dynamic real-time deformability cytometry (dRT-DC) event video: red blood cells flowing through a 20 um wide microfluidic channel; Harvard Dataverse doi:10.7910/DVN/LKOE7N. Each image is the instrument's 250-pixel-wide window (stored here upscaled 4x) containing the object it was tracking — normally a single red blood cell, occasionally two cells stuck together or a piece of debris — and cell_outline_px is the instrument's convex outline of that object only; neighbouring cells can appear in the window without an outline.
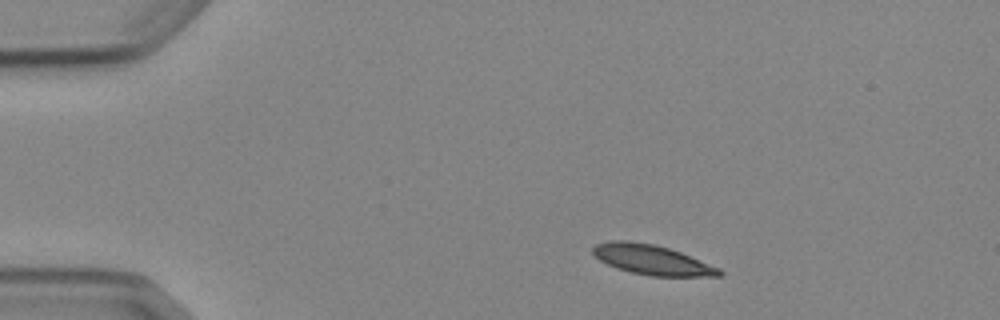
{"species": "Egyptian fruit bat (a non-hibernating species)", "species_latin": "Rousettus aegyptiacus", "temperature_condition": "cold", "stored_images_in_passage": 6, "camera_frame_rate_fps": 3000, "um_per_image_px": 0.085, "animal": {"sex": "female"}, "frame": {"image": 1, "passage_image": 1, "time_ms": 0.0, "image_size_px": [1000, 320], "cell_outline_px": [[724, 272], [720, 276], [652, 276], [632, 272], [616, 268], [600, 260], [592, 252], [592, 248], [596, 244], [612, 240], [628, 240], [652, 244], [668, 248], [680, 252], [720, 268]], "centroid_in_image_um": [55.41, 22.08], "position_along_channel_um": 29.6, "area_um2": 21.79}}
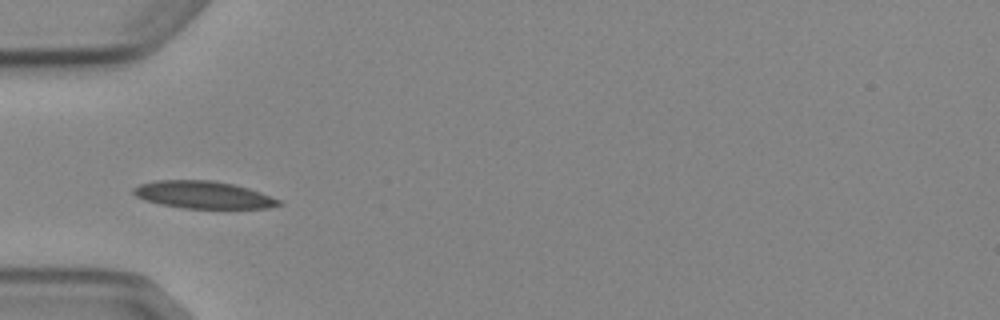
{"frame": {"image": 2, "passage_image": 3, "time_ms": 2.667, "image_size_px": [1000, 320], "cell_outline_px": [[284, 204], [268, 208], [184, 208], [160, 204], [144, 200], [136, 196], [132, 192], [132, 188], [140, 184], [156, 180], [212, 180], [232, 184], [248, 188], [260, 192], [280, 200]], "centroid_in_image_um": [17.26, 16.56], "position_along_channel_um": 67.7, "area_um2": 23.12}}
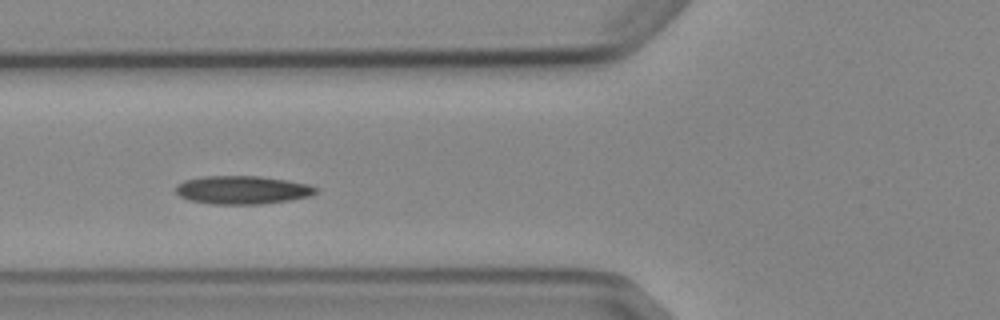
{"frame": {"image": 3, "passage_image": 4, "time_ms": 3.667, "image_size_px": [1000, 320], "cell_outline_px": [[316, 192], [308, 196], [288, 200], [260, 204], [212, 204], [188, 200], [180, 196], [176, 192], [176, 184], [184, 180], [204, 176], [260, 176], [288, 180], [308, 184], [316, 188]], "centroid_in_image_um": [20.55, 16.14], "position_along_channel_um": 105.2, "area_um2": 23.0}}